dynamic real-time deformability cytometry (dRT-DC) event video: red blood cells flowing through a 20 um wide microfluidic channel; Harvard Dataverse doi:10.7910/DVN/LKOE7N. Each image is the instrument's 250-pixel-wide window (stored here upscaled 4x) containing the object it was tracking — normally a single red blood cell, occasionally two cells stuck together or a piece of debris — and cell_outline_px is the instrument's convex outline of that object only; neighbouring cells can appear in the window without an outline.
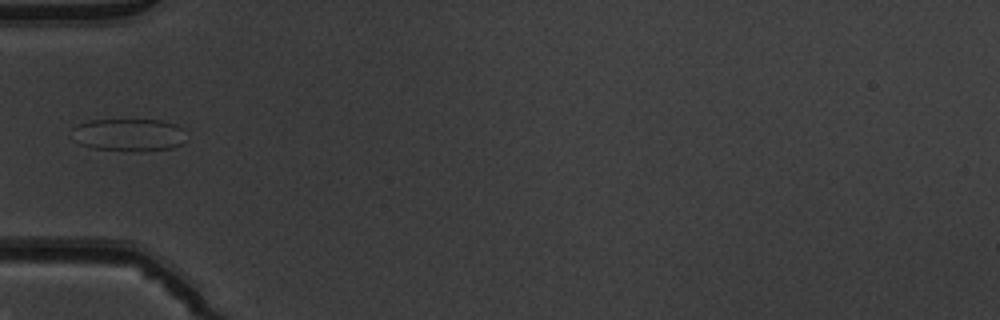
{"species": "common noctule bat (a hibernating species)", "species_latin": "Nyctalus noctula", "temperature_condition": "warm", "stored_images_in_passage": 34, "camera_frame_rate_fps": 3000, "um_per_image_px": 0.085, "animal": {"sex": "male", "body_mass_g": 19.5, "forearm_length_mm": 54.6}, "frame": {"image": 1, "passage_image": 1, "time_ms": 0.0, "image_size_px": [1000, 320], "cell_outline_px": [[184, 128], [180, 144], [172, 148], [92, 148], [80, 144], [72, 140], [72, 128], [76, 124], [88, 120], [160, 120], [176, 124]], "centroid_in_image_um": [10.84, 11.39], "position_along_channel_um": 74.2, "area_um2": 20.75}}
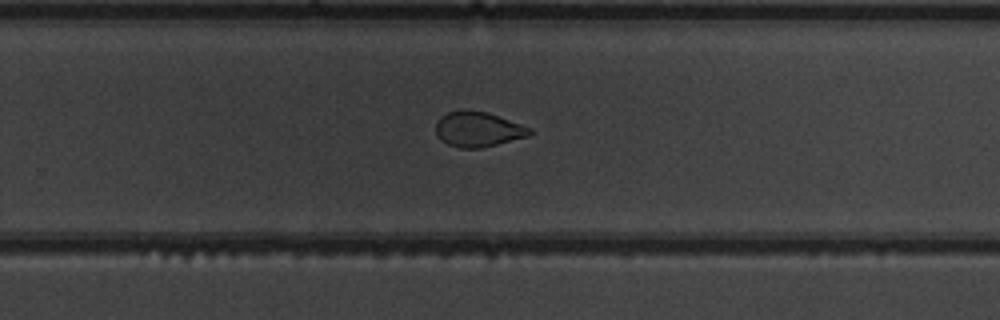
{"frame": {"image": 2, "passage_image": 17, "time_ms": 5.333, "image_size_px": [1000, 320], "cell_outline_px": [[532, 132], [528, 136], [480, 148], [460, 148], [448, 144], [440, 140], [436, 136], [436, 124], [440, 116], [448, 112], [488, 112], [532, 128]], "centroid_in_image_um": [40.63, 11.01], "position_along_channel_um": 289.2, "area_um2": 18.79}}
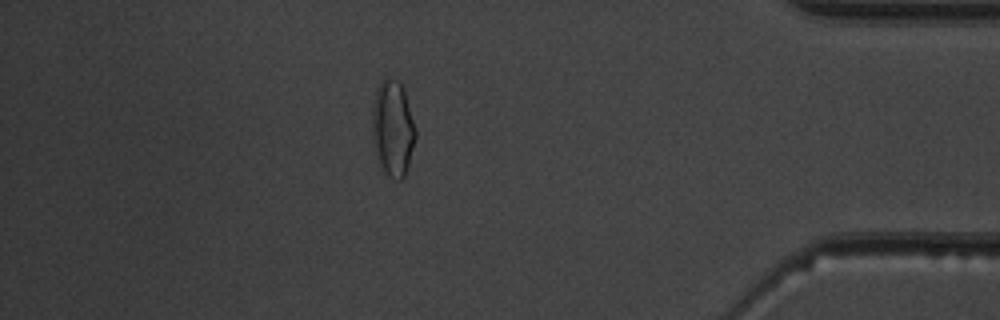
{"frame": {"image": 3, "passage_image": 28, "time_ms": 9.0, "image_size_px": [1000, 320], "cell_outline_px": [[416, 136], [408, 164], [404, 176], [400, 180], [396, 180], [388, 176], [384, 172], [376, 160], [372, 136], [372, 104], [376, 88], [380, 80], [396, 80], [400, 84], [404, 92], [416, 128]], "centroid_in_image_um": [33.35, 10.95], "position_along_channel_um": 401.8, "area_um2": 24.22}}